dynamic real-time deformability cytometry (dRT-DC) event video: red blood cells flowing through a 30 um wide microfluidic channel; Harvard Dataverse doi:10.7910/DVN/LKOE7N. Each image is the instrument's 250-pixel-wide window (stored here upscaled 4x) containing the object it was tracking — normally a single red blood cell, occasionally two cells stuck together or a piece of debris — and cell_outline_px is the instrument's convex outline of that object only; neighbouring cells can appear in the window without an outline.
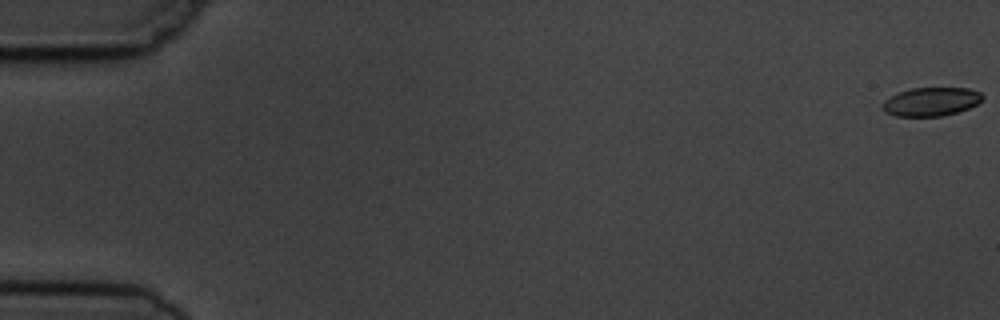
{"species": "common noctule bat (a hibernating species)", "species_latin": "Nyctalus noctula", "temperature_condition": "cold", "stored_images_in_passage": 5, "camera_frame_rate_fps": 3000, "um_per_image_px": 0.085, "animal": {"sex": "male", "body_mass_g": 19.5, "forearm_length_mm": 54.6}, "frame": {"image": 1, "passage_image": 1, "time_ms": 0.0, "image_size_px": [1000, 320], "cell_outline_px": [[984, 96], [976, 104], [968, 108], [944, 116], [896, 116], [884, 112], [884, 100], [900, 92], [912, 88], [968, 88], [980, 92]], "centroid_in_image_um": [79.15, 8.64], "position_along_channel_um": 5.8, "area_um2": 16.42}}
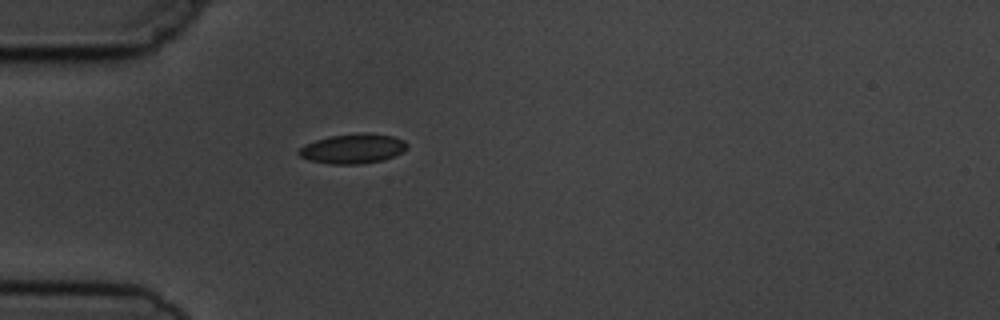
{"frame": {"image": 2, "passage_image": 5, "time_ms": 5.333, "image_size_px": [1000, 320], "cell_outline_px": [[408, 148], [404, 152], [384, 160], [360, 164], [332, 164], [308, 160], [300, 156], [296, 152], [300, 148], [316, 140], [332, 136], [364, 132], [392, 136], [404, 140], [408, 144]], "centroid_in_image_um": [30.04, 12.64], "position_along_channel_um": 55.0, "area_um2": 18.73}}